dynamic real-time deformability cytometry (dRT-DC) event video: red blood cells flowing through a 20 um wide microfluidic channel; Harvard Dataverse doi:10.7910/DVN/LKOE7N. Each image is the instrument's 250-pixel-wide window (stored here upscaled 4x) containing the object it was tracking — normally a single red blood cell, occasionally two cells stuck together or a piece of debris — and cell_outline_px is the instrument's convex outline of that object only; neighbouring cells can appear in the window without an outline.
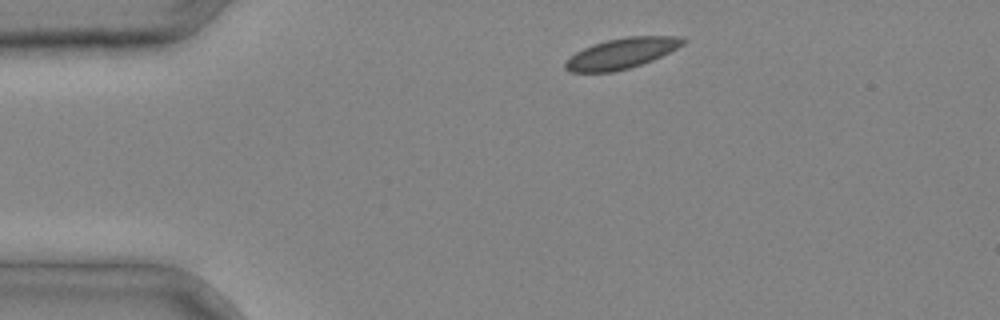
{"species": "common noctule bat (a hibernating species)", "species_latin": "Nyctalus noctula", "temperature_condition": "cold", "stored_images_in_passage": 2, "camera_frame_rate_fps": 3000, "um_per_image_px": 0.085, "animal": {"sex": "male", "body_mass_g": 20.4}, "frame": {"image": 1, "passage_image": 1, "time_ms": 0.0, "image_size_px": [1000, 320], "cell_outline_px": [[688, 40], [684, 44], [652, 60], [628, 68], [612, 72], [568, 72], [564, 68], [564, 64], [576, 52], [592, 44], [608, 40], [628, 36], [680, 36]], "centroid_in_image_um": [52.83, 4.53], "position_along_channel_um": 32.2, "area_um2": 20.69}}